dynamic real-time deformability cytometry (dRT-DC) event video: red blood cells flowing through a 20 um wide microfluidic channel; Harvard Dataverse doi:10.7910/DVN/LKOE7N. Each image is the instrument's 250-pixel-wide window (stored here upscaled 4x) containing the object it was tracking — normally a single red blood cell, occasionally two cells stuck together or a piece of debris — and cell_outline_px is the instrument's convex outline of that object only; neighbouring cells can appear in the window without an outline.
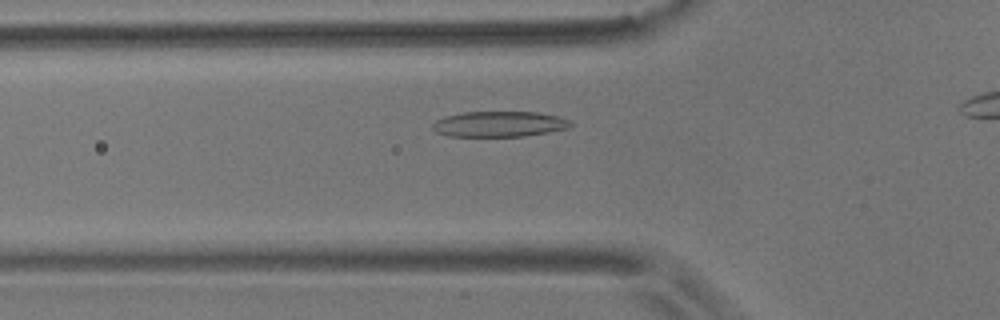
{"species": "common noctule bat (a hibernating species)", "species_latin": "Nyctalus noctula", "temperature_condition": "room temperature", "stored_images_in_passage": 40, "camera_frame_rate_fps": 3000, "um_per_image_px": 0.085, "animal": {"sex": "male", "body_mass_g": 17.9}, "frame": {"image": 1, "passage_image": 10, "time_ms": 3.0, "image_size_px": [1000, 320], "cell_outline_px": [[572, 128], [524, 136], [448, 136], [436, 132], [432, 128], [432, 124], [436, 120], [444, 116], [464, 112], [536, 112], [556, 116], [568, 120], [572, 124]], "centroid_in_image_um": [42.42, 10.55], "position_along_channel_um": 83.4, "area_um2": 20.52}}
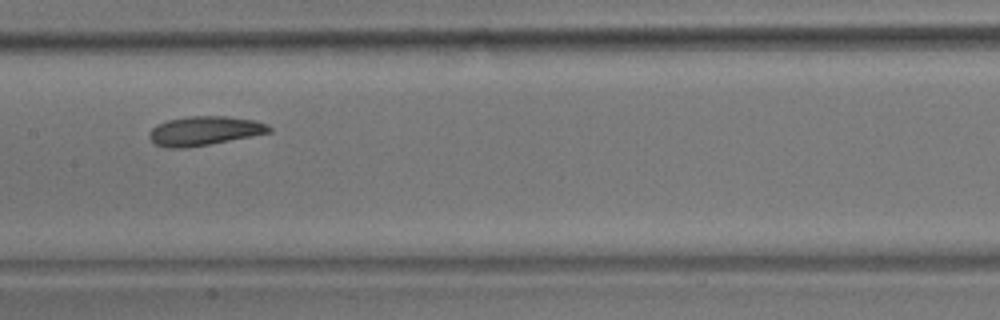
{"frame": {"image": 2, "passage_image": 19, "time_ms": 6.0, "image_size_px": [1000, 320], "cell_outline_px": [[272, 132], [252, 136], [188, 148], [164, 148], [156, 144], [148, 136], [148, 132], [156, 124], [168, 120], [192, 116], [224, 116], [256, 120], [268, 124], [272, 128]], "centroid_in_image_um": [17.38, 11.12], "position_along_channel_um": 190.0, "area_um2": 20.46}}
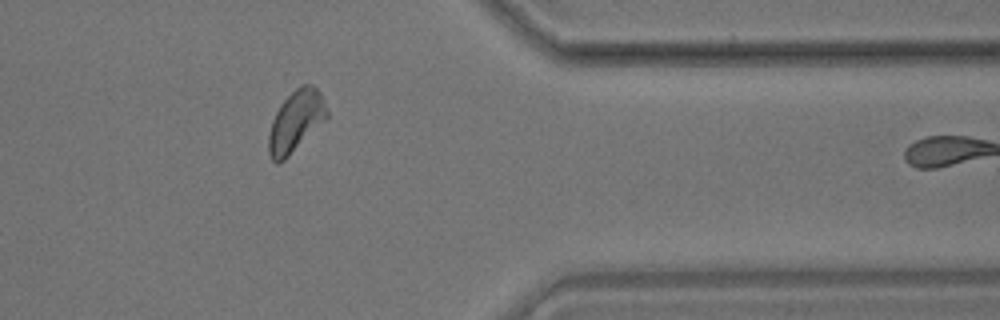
{"frame": {"image": 3, "passage_image": 37, "time_ms": 12.0, "image_size_px": [1000, 320], "cell_outline_px": [[328, 116], [280, 164], [276, 164], [272, 160], [268, 152], [268, 136], [272, 120], [280, 104], [300, 84], [312, 84], [320, 92], [328, 112]], "centroid_in_image_um": [25.11, 10.3], "position_along_channel_um": 386.3, "area_um2": 20.46}, "authors_computed_cell_mechanics": {"area_um2": 20.3745, "velocity_mm_per_s": 3.5323, "shape_relaxation_time_tau1_ms": 3.9542, "shape_relaxation_time_tau2_ms": 2.3935, "deformation_change_tau1": 0.118, "deformation_change_tau2": 0.0896}}